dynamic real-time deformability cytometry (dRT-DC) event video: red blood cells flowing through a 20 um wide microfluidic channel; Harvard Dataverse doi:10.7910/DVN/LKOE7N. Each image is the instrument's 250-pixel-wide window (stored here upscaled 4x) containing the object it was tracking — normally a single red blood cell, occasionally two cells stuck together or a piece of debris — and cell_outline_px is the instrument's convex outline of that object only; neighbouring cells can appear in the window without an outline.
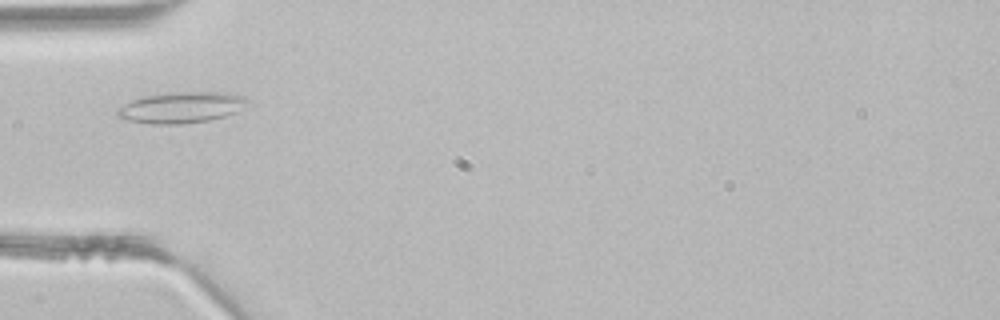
{"species": "common noctule bat (a hibernating species)", "species_latin": "Nyctalus noctula", "temperature_condition": "room temperature", "stored_images_in_passage": 1, "camera_frame_rate_fps": 3000, "um_per_image_px": 0.085, "animal": {"sex": "male", "body_mass_g": 21.5, "forearm_length_mm": 52.0}, "frame": {"image": 1, "passage_image": 1, "time_ms": 0.0, "image_size_px": [1000, 320], "cell_outline_px": [[248, 104], [236, 112], [224, 116], [208, 120], [184, 124], [152, 124], [128, 120], [116, 116], [116, 108], [140, 96], [176, 92], [228, 92], [244, 96], [248, 100]], "centroid_in_image_um": [15.4, 9.13], "position_along_channel_um": 69.6, "area_um2": 23.7}}